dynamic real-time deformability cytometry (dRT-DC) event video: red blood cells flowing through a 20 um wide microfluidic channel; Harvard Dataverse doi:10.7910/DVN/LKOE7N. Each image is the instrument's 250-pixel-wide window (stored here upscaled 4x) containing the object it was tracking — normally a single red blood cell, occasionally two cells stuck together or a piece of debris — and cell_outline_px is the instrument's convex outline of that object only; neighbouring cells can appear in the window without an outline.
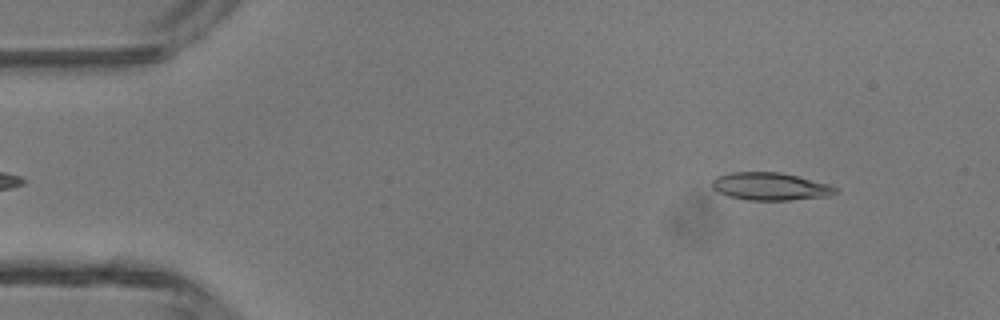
{"species": "common noctule bat (a hibernating species)", "species_latin": "Nyctalus noctula", "temperature_condition": "room temperature", "stored_images_in_passage": 5, "camera_frame_rate_fps": 3000, "um_per_image_px": 0.085, "animal": {"sex": "male", "body_mass_g": 13.3}, "frame": {"image": 1, "passage_image": 5, "time_ms": 1.333, "image_size_px": [1000, 320], "cell_outline_px": [[840, 192], [828, 196], [788, 200], [748, 200], [728, 196], [716, 192], [712, 188], [712, 180], [716, 176], [732, 172], [780, 172], [828, 184], [840, 188]], "centroid_in_image_um": [65.46, 15.85], "position_along_channel_um": 19.5, "area_um2": 20.0}}